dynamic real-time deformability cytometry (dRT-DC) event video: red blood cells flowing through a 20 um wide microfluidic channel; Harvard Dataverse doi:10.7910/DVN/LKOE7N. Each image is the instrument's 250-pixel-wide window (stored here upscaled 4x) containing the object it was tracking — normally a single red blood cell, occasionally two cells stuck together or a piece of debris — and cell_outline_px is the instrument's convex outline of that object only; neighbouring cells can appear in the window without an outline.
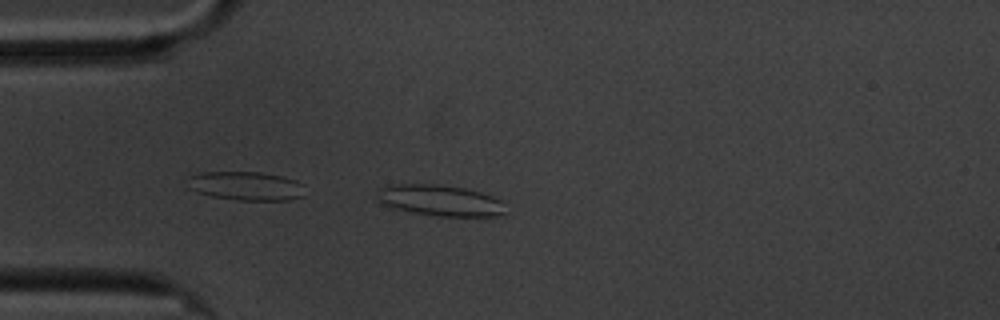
{"species": "common noctule bat (a hibernating species)", "species_latin": "Nyctalus noctula", "temperature_condition": "cold", "stored_images_in_passage": 39, "camera_frame_rate_fps": 3000, "um_per_image_px": 0.085, "animal": {"sex": "male", "body_mass_g": 20.1, "forearm_length_mm": 53.5}, "frame": {"image": 1, "passage_image": 1, "time_ms": 0.0, "image_size_px": [1000, 320], "cell_outline_px": [[504, 212], [500, 216], [440, 216], [412, 212], [392, 208], [380, 204], [376, 200], [380, 188], [388, 184], [436, 184], [464, 188], [480, 192], [492, 196], [500, 200]], "centroid_in_image_um": [37.33, 17.03], "position_along_channel_um": 47.7, "area_um2": 23.18}}
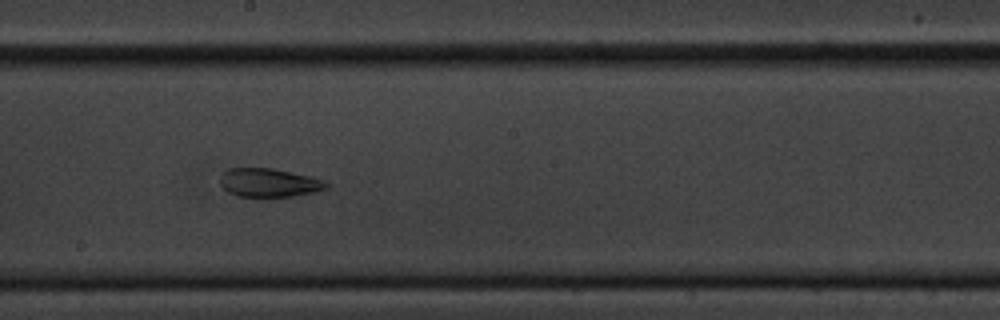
{"frame": {"image": 2, "passage_image": 18, "time_ms": 5.667, "image_size_px": [1000, 320], "cell_outline_px": [[328, 188], [316, 192], [268, 200], [256, 200], [236, 196], [228, 192], [220, 184], [220, 176], [224, 168], [272, 168], [312, 176], [324, 180], [328, 184]], "centroid_in_image_um": [22.83, 15.58], "position_along_channel_um": 225.4, "area_um2": 18.84}}
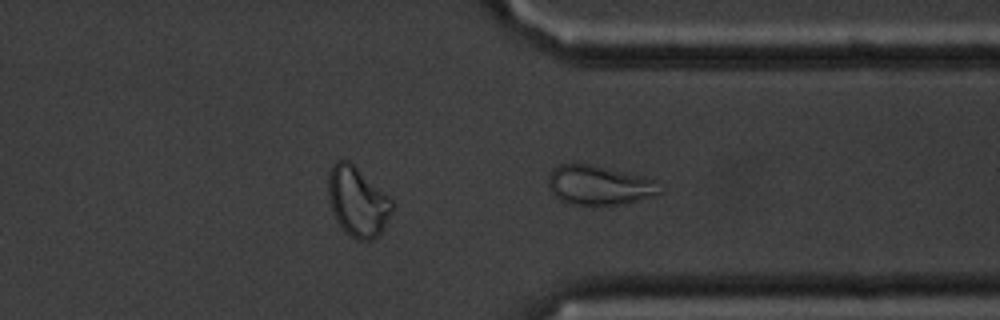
{"frame": {"image": 3, "passage_image": 30, "time_ms": 9.667, "image_size_px": [1000, 320], "cell_outline_px": [[664, 192], [624, 204], [572, 204], [560, 200], [552, 192], [548, 184], [548, 176], [552, 168], [560, 164], [588, 164], [644, 176], [652, 180]], "centroid_in_image_um": [50.89, 15.73], "position_along_channel_um": 360.5, "area_um2": 25.2}, "authors_computed_cell_mechanics": {"area_um2": 18.8428, "velocity_mm_per_s": 3.3851, "shape_relaxation_time_tau1_ms": null, "shape_relaxation_time_tau2_ms": 1.863, "deformation_change_tau1": null, "deformation_change_tau2": 0.0847}}